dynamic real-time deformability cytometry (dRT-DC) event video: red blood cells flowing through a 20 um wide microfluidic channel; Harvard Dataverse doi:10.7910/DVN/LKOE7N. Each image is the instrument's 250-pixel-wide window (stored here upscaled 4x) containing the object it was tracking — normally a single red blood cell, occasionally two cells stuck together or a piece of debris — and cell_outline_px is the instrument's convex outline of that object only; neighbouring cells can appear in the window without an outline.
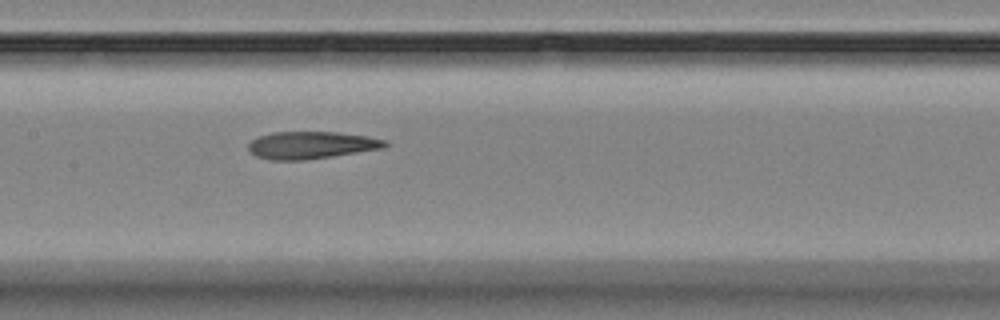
{"species": "Egyptian fruit bat (a non-hibernating species)", "species_latin": "Rousettus aegyptiacus", "temperature_condition": "room temperature", "stored_images_in_passage": 8, "camera_frame_rate_fps": 3000, "um_per_image_px": 0.085, "animal": {"sex": "female"}, "frame": {"image": 1, "passage_image": 8, "time_ms": 8.0, "image_size_px": [1000, 320], "cell_outline_px": [[388, 144], [384, 148], [332, 156], [304, 160], [268, 160], [256, 156], [248, 148], [248, 144], [256, 136], [272, 132], [336, 132], [368, 136], [388, 140]], "centroid_in_image_um": [26.45, 12.33], "position_along_channel_um": 180.9, "area_um2": 21.85}}